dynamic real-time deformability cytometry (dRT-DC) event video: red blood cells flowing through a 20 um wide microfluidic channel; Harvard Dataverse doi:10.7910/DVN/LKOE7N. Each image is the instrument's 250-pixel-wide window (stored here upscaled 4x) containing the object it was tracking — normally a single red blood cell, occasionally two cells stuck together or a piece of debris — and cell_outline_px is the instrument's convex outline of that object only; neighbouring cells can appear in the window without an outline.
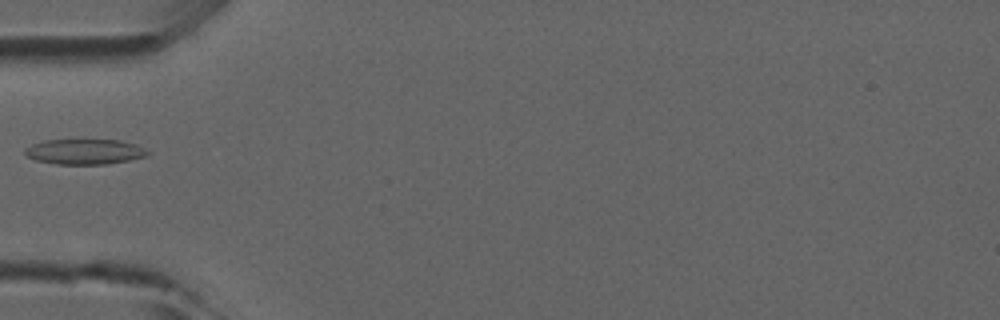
{"species": "common noctule bat (a hibernating species)", "species_latin": "Nyctalus noctula", "temperature_condition": "room temperature", "stored_images_in_passage": 33, "camera_frame_rate_fps": 3000, "um_per_image_px": 0.085, "animal": {"sex": "male", "forearm_length_mm": 52.5}, "frame": {"image": 1, "passage_image": 1, "time_ms": 0.0, "image_size_px": [1000, 320], "cell_outline_px": [[152, 152], [148, 156], [128, 160], [104, 164], [56, 164], [36, 160], [28, 156], [24, 152], [24, 148], [32, 144], [44, 140], [120, 140], [136, 144]], "centroid_in_image_um": [7.22, 12.89], "position_along_channel_um": 77.8, "area_um2": 18.09}}
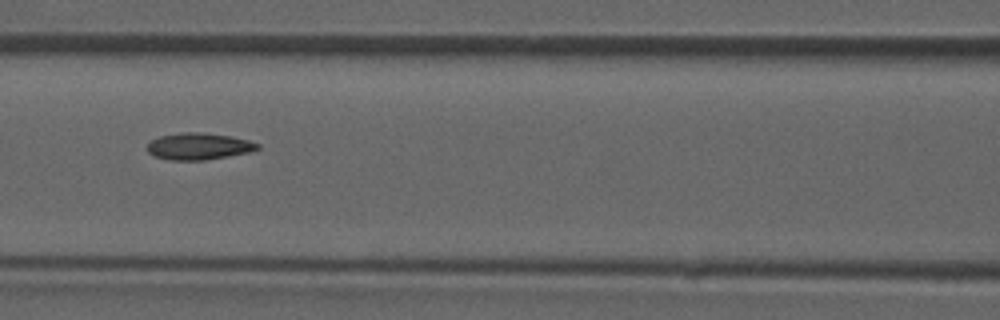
{"frame": {"image": 2, "passage_image": 6, "time_ms": 1.667, "image_size_px": [1000, 320], "cell_outline_px": [[260, 148], [252, 152], [204, 160], [168, 160], [152, 156], [148, 152], [148, 144], [152, 140], [160, 136], [184, 132], [204, 132], [232, 136], [248, 140], [260, 144]], "centroid_in_image_um": [16.92, 12.44], "position_along_channel_um": 149.7, "area_um2": 17.34}}